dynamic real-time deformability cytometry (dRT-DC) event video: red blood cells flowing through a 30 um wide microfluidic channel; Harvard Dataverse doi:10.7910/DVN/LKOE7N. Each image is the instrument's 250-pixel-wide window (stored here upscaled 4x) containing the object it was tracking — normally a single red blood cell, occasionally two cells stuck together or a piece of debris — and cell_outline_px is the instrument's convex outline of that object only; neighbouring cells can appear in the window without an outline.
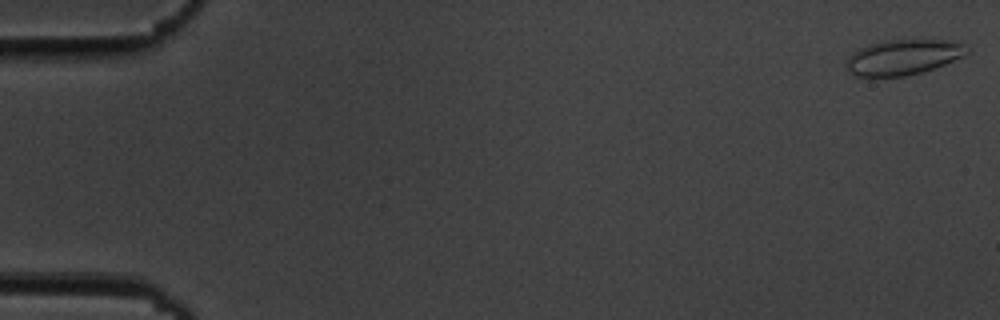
{"species": "common noctule bat (a hibernating species)", "species_latin": "Nyctalus noctula", "temperature_condition": "cold", "stored_images_in_passage": 55, "camera_frame_rate_fps": 3000, "um_per_image_px": 0.085, "animal": {"sex": "male", "body_mass_g": 19.5, "forearm_length_mm": 54.6}, "frame": {"image": 1, "passage_image": 1, "time_ms": 0.0, "image_size_px": [1000, 320], "cell_outline_px": [[968, 52], [944, 64], [920, 72], [904, 76], [856, 76], [844, 64], [848, 56], [852, 52], [868, 44], [884, 40], [956, 40], [964, 44], [968, 48]], "centroid_in_image_um": [76.74, 4.84], "position_along_channel_um": 8.3, "area_um2": 24.57}}
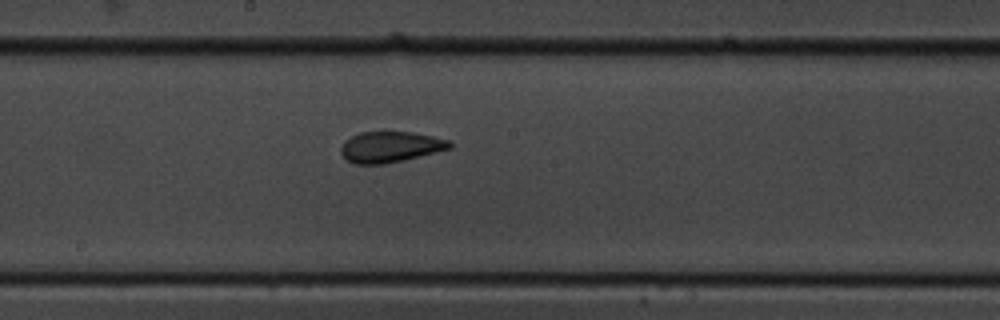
{"frame": {"image": 2, "passage_image": 30, "time_ms": 9.667, "image_size_px": [1000, 320], "cell_outline_px": [[452, 148], [404, 160], [384, 164], [356, 164], [348, 160], [340, 152], [340, 148], [344, 140], [360, 132], [412, 132], [432, 136], [448, 140], [452, 144]], "centroid_in_image_um": [33.17, 12.49], "position_along_channel_um": 215.0, "area_um2": 19.48}}
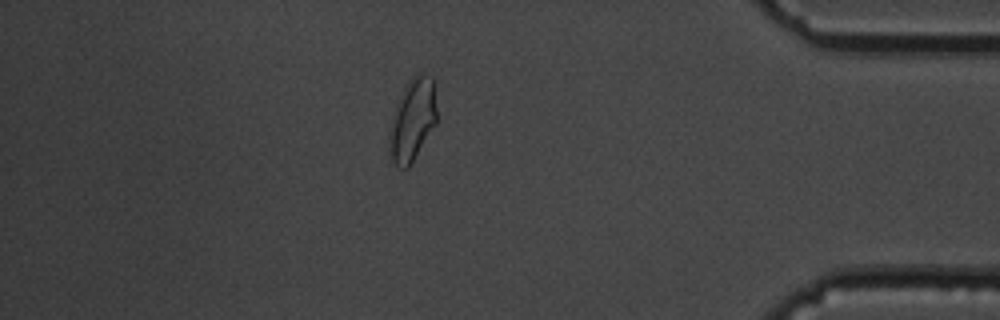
{"frame": {"image": 3, "passage_image": 48, "time_ms": 15.667, "image_size_px": [1000, 320], "cell_outline_px": [[436, 124], [408, 168], [396, 168], [388, 152], [388, 132], [396, 104], [404, 88], [412, 76], [420, 72], [424, 72], [432, 76], [436, 108]], "centroid_in_image_um": [35.03, 10.21], "position_along_channel_um": 400.2, "area_um2": 22.95}, "authors_computed_cell_mechanics": {"area_um2": 20.4034, "velocity_mm_per_s": 3.6511, "shape_relaxation_time_tau1_ms": 4.9379, "shape_relaxation_time_tau2_ms": 0.9413, "deformation_change_tau1": 0.1566, "deformation_change_tau2": 0.0643}}